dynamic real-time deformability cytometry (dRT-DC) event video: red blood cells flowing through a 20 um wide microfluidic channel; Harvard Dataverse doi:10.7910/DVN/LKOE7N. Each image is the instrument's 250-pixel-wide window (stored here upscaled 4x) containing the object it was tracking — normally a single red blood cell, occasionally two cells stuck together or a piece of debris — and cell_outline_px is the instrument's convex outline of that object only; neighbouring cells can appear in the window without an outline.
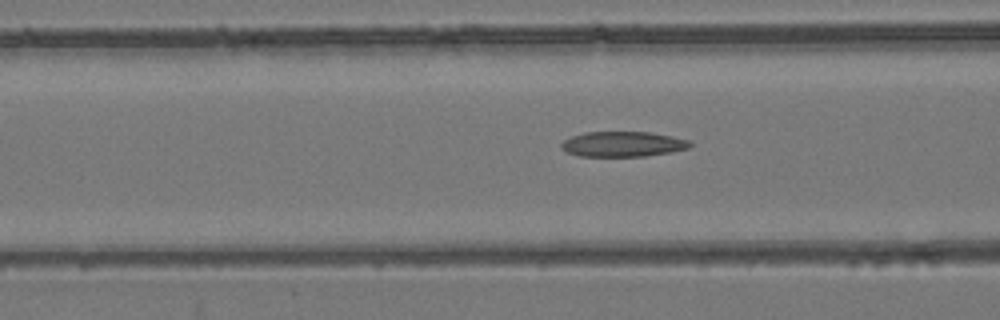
{"species": "common noctule bat (a hibernating species)", "species_latin": "Nyctalus noctula", "temperature_condition": "room temperature", "stored_images_in_passage": 54, "camera_frame_rate_fps": 3000, "um_per_image_px": 0.085, "animal": {"sex": "female", "body_mass_g": 24.6, "forearm_length_mm": 56.2}, "frame": {"image": 1, "passage_image": 22, "time_ms": 7.0, "image_size_px": [1000, 320], "cell_outline_px": [[692, 144], [688, 148], [672, 152], [644, 156], [580, 156], [568, 152], [560, 148], [560, 144], [564, 140], [572, 136], [584, 132], [648, 132], [672, 136], [688, 140]], "centroid_in_image_um": [52.93, 12.25], "position_along_channel_um": 113.7, "area_um2": 18.84}}
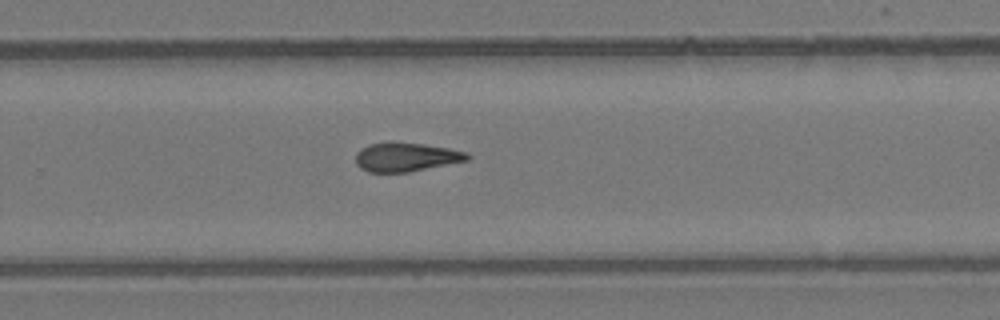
{"frame": {"image": 2, "passage_image": 36, "time_ms": 11.667, "image_size_px": [1000, 320], "cell_outline_px": [[472, 156], [468, 160], [408, 172], [368, 172], [360, 168], [356, 164], [356, 152], [360, 148], [368, 144], [388, 140], [392, 140], [424, 144], [448, 148], [468, 152]], "centroid_in_image_um": [34.48, 13.32], "position_along_channel_um": 295.3, "area_um2": 19.25}}
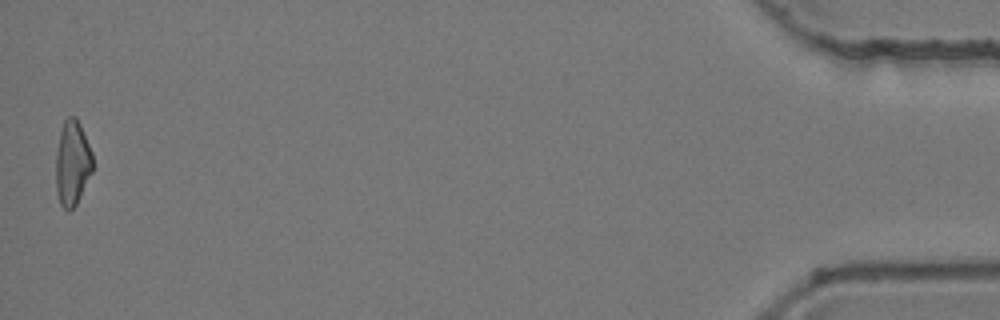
{"frame": {"image": 3, "passage_image": 54, "time_ms": 17.667, "image_size_px": [1000, 320], "cell_outline_px": [[92, 172], [76, 204], [68, 212], [60, 204], [56, 192], [56, 152], [60, 132], [64, 120], [68, 116], [76, 116], [80, 124], [92, 152]], "centroid_in_image_um": [6.14, 13.85], "position_along_channel_um": 429.1, "area_um2": 18.21}, "authors_computed_cell_mechanics": {"area_um2": 19.4497, "velocity_mm_per_s": 3.886, "shape_relaxation_time_tau1_ms": null, "shape_relaxation_time_tau2_ms": 6.527, "deformation_change_tau1": null, "deformation_change_tau2": 0.166}}